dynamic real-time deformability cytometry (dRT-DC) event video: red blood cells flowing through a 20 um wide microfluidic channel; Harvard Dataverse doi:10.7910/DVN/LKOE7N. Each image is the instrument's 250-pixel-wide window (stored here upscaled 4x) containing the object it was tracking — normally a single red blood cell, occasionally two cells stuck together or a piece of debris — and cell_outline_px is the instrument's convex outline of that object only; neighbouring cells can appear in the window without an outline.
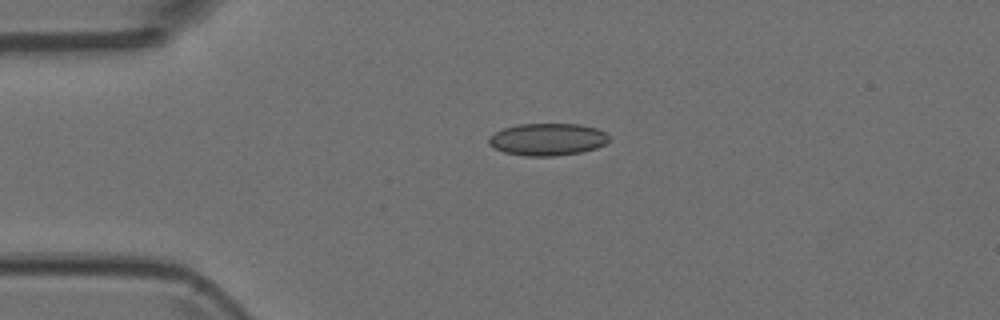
{"species": "Egyptian fruit bat (a non-hibernating species)", "species_latin": "Rousettus aegyptiacus", "temperature_condition": "room temperature", "stored_images_in_passage": 5, "camera_frame_rate_fps": 3000, "um_per_image_px": 0.085, "animal": {"sex": "female"}, "frame": {"image": 1, "passage_image": 1, "time_ms": 0.0, "image_size_px": [1000, 320], "cell_outline_px": [[608, 140], [604, 144], [596, 148], [580, 152], [556, 156], [524, 156], [504, 152], [488, 144], [488, 136], [504, 128], [520, 124], [580, 124], [596, 128], [604, 132], [608, 136]], "centroid_in_image_um": [46.52, 11.85], "position_along_channel_um": 38.5, "area_um2": 22.48}}
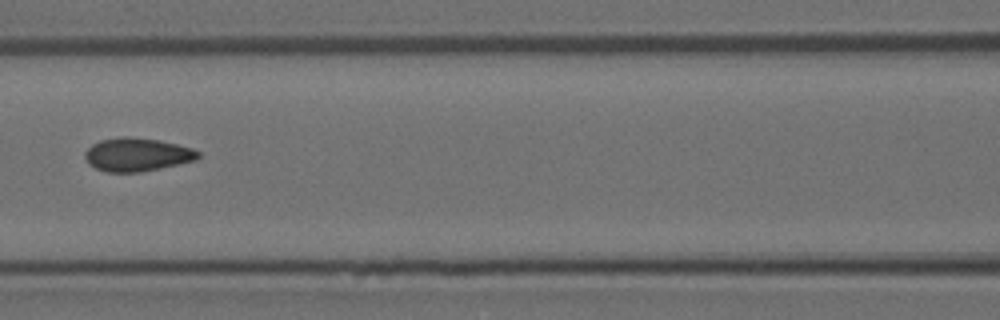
{"frame": {"image": 2, "passage_image": 4, "time_ms": 1.0, "image_size_px": [1000, 320], "cell_outline_px": [[200, 156], [196, 160], [160, 168], [140, 172], [104, 172], [88, 164], [84, 156], [84, 152], [92, 144], [100, 140], [124, 136], [128, 136], [160, 140], [192, 148], [200, 152]], "centroid_in_image_um": [11.63, 13.14], "position_along_channel_um": 155.0, "area_um2": 22.08}}
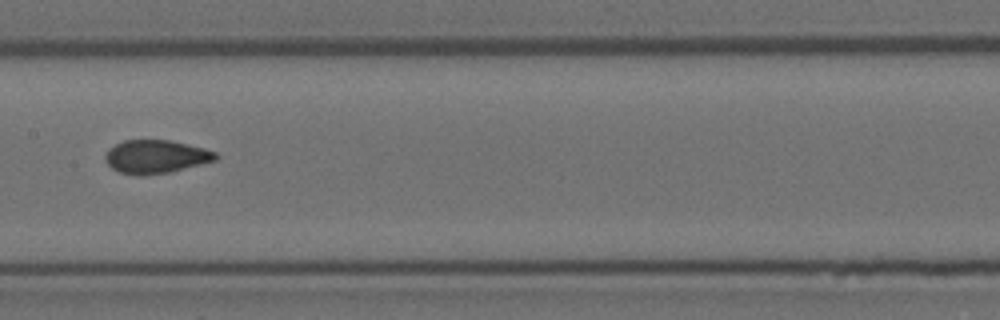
{"frame": {"image": 3, "passage_image": 5, "time_ms": 1.333, "image_size_px": [1000, 320], "cell_outline_px": [[220, 156], [216, 160], [168, 172], [144, 176], [140, 176], [120, 172], [112, 168], [104, 160], [104, 156], [108, 148], [124, 140], [172, 140], [204, 148], [216, 152]], "centroid_in_image_um": [13.23, 13.31], "position_along_channel_um": 194.2, "area_um2": 21.5}}